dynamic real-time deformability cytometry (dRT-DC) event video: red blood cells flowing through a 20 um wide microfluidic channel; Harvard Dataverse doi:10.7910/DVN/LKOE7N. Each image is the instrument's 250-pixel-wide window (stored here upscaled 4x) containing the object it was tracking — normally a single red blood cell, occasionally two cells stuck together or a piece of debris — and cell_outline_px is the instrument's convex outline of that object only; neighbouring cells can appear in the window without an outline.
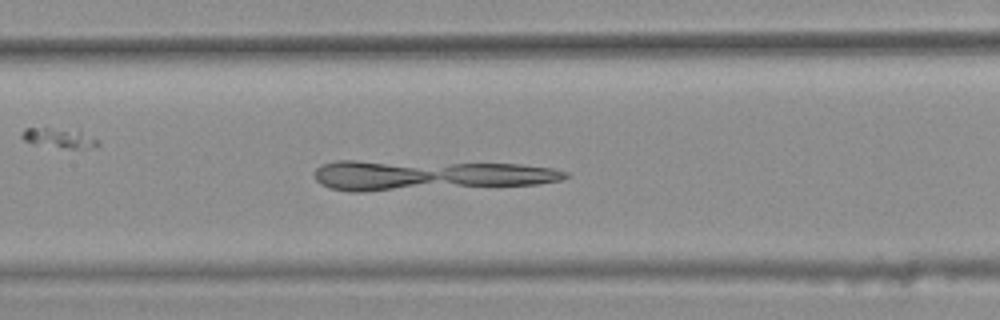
{"species": "common noctule bat (a hibernating species)", "species_latin": "Nyctalus noctula", "temperature_condition": "warm", "stored_images_in_passage": 39, "camera_frame_rate_fps": 3000, "um_per_image_px": 0.085, "animal": {"sex": "female", "body_mass_g": 25.1}, "frame": {"image": 1, "passage_image": 17, "time_ms": 5.333, "image_size_px": [1000, 320], "cell_outline_px": [[572, 176], [560, 180], [540, 184], [364, 192], [348, 192], [328, 188], [320, 184], [316, 180], [316, 168], [320, 164], [336, 160], [356, 160], [520, 164], [552, 168], [568, 172]], "centroid_in_image_um": [36.41, 14.9], "position_along_channel_um": 171.0, "area_um2": 44.8}}